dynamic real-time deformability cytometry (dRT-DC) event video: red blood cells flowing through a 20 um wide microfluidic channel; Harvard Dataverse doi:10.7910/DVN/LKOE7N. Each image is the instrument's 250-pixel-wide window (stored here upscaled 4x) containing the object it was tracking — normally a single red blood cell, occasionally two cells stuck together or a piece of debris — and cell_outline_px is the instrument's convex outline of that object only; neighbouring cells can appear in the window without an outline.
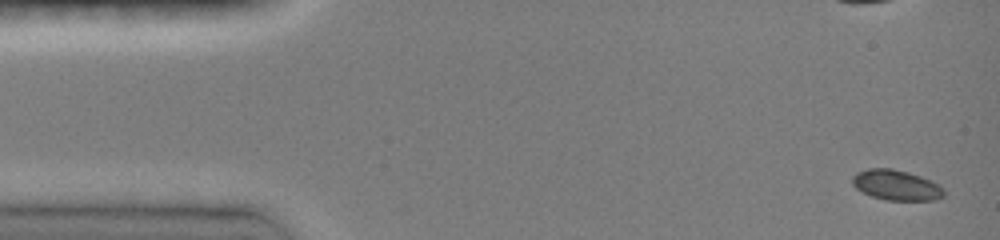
{"species": "common noctule bat (a hibernating species)", "species_latin": "Nyctalus noctula", "temperature_condition": "room temperature", "stored_images_in_passage": 9, "camera_frame_rate_fps": 3000, "um_per_image_px": 0.085, "animal": {"sex": "female", "body_mass_g": 19.0, "forearm_length_mm": 51.5}, "frame": {"image": 1, "passage_image": 1, "time_ms": 0.0, "image_size_px": [1000, 240], "cell_outline_px": [[944, 196], [936, 200], [884, 200], [872, 196], [856, 188], [852, 184], [852, 176], [856, 172], [868, 168], [892, 168], [908, 172], [920, 176], [944, 188]], "centroid_in_image_um": [76.16, 15.73], "position_along_channel_um": 8.8, "area_um2": 16.13}}